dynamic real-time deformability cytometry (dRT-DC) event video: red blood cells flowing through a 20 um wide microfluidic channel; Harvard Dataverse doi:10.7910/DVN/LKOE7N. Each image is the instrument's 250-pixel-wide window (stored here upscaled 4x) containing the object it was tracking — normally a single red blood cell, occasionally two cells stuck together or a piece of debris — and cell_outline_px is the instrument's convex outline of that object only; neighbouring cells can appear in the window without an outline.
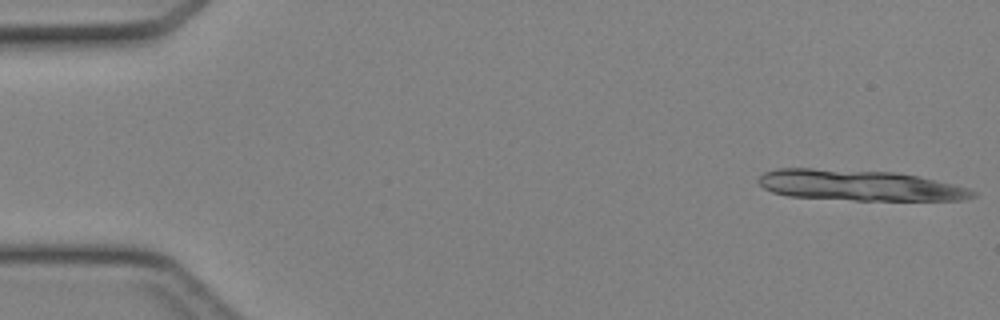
{"species": "Egyptian fruit bat (a non-hibernating species)", "species_latin": "Rousettus aegyptiacus", "temperature_condition": "cold", "stored_images_in_passage": 11, "camera_frame_rate_fps": 3000, "um_per_image_px": 0.085, "animal": {"sex": "female"}, "frame": {"image": 1, "passage_image": 1, "time_ms": 0.0, "image_size_px": [1000, 320], "cell_outline_px": [[976, 196], [964, 200], [852, 200], [788, 196], [772, 192], [764, 188], [756, 180], [764, 172], [776, 168], [812, 168], [896, 172], [936, 180], [968, 188], [976, 192]], "centroid_in_image_um": [73.02, 15.75], "position_along_channel_um": 12.0, "area_um2": 38.44}}